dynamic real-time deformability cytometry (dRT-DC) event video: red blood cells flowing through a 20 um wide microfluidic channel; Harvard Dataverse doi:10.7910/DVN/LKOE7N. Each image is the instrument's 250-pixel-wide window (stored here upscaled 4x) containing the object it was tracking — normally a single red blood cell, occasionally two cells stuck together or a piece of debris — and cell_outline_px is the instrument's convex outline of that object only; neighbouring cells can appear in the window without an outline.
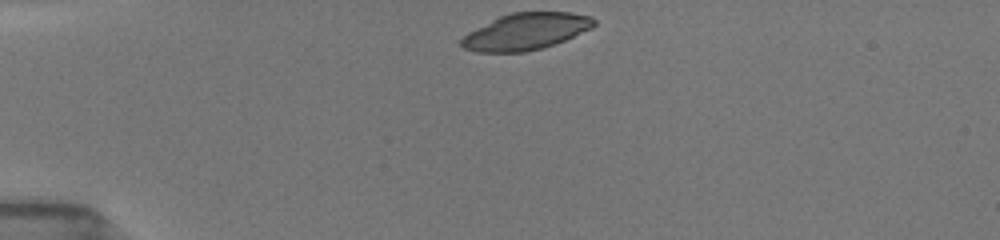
{"species": "common noctule bat (a hibernating species)", "species_latin": "Nyctalus noctula", "temperature_condition": "room temperature", "stored_images_in_passage": 13, "camera_frame_rate_fps": 3000, "um_per_image_px": 0.085, "animal": {"sex": "female", "body_mass_g": 19.5, "forearm_length_mm": 54.1}, "frame": {"image": 1, "passage_image": 1, "time_ms": 0.0, "image_size_px": [1000, 240], "cell_outline_px": [[596, 24], [592, 28], [564, 40], [540, 48], [524, 52], [476, 52], [464, 48], [460, 44], [460, 40], [468, 32], [500, 16], [512, 12], [568, 12], [592, 16], [596, 20]], "centroid_in_image_um": [44.7, 2.67], "position_along_channel_um": 40.3, "area_um2": 28.09}}
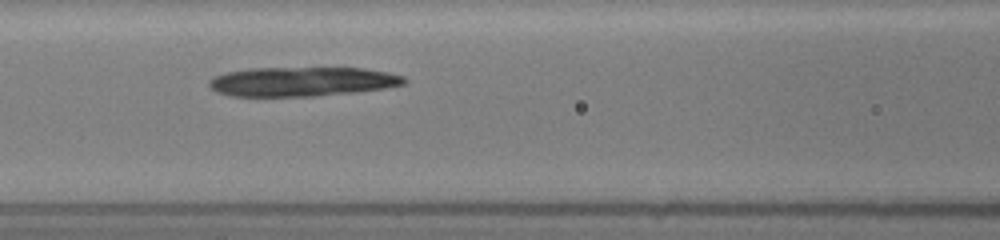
{"frame": {"image": 2, "passage_image": 10, "time_ms": 3.667, "image_size_px": [1000, 240], "cell_outline_px": [[408, 80], [404, 84], [384, 88], [352, 92], [312, 96], [228, 96], [216, 92], [208, 84], [208, 80], [212, 76], [224, 72], [252, 68], [364, 68], [388, 72], [404, 76]], "centroid_in_image_um": [25.63, 6.93], "position_along_channel_um": 141.0, "area_um2": 33.47}}